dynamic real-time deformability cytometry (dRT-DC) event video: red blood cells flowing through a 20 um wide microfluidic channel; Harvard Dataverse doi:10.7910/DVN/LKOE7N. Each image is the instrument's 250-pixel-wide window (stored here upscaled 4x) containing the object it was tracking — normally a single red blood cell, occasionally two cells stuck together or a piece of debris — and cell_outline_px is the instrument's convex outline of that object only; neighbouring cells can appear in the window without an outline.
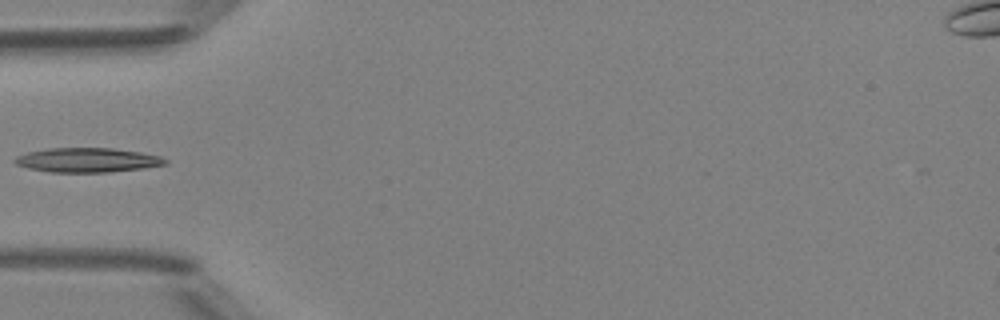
{"species": "Egyptian fruit bat (a non-hibernating species)", "species_latin": "Rousettus aegyptiacus", "temperature_condition": "room temperature", "stored_images_in_passage": 5, "camera_frame_rate_fps": 3000, "um_per_image_px": 0.085, "animal": {"sex": "female"}, "frame": {"image": 1, "passage_image": 5, "time_ms": 4.333, "image_size_px": [1000, 320], "cell_outline_px": [[168, 164], [144, 168], [108, 172], [48, 172], [28, 168], [16, 164], [12, 160], [16, 156], [28, 152], [48, 148], [112, 148], [140, 152], [160, 156], [168, 160]], "centroid_in_image_um": [7.42, 13.6], "position_along_channel_um": 77.6, "area_um2": 21.44}}